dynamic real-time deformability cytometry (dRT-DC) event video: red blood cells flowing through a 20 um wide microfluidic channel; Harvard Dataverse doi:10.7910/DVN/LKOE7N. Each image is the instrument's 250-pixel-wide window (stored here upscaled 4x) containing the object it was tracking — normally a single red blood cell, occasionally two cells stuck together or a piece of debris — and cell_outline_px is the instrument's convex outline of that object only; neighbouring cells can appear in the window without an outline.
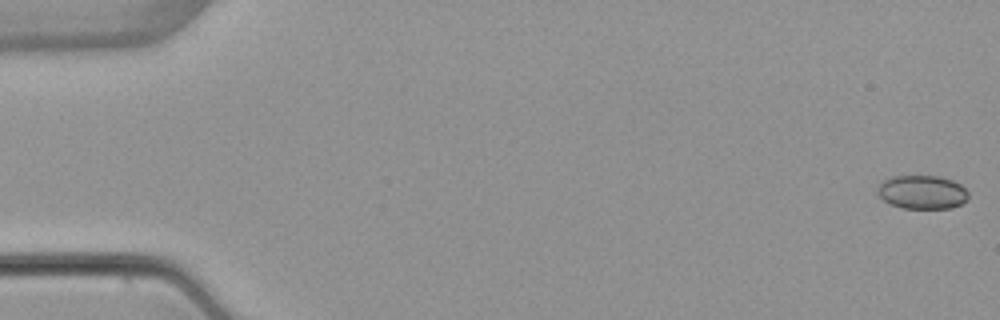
{"species": "common noctule bat (a hibernating species)", "species_latin": "Nyctalus noctula", "temperature_condition": "warm", "stored_images_in_passage": 6, "segment_of_instrument_passage": [2, 2], "camera_frame_rate_fps": 3000, "um_per_image_px": 0.085, "animal": {"sex": "female", "body_mass_g": 22.7, "forearm_length_mm": 54.2}, "frame": {"image": 1, "passage_image": 6, "time_ms": 6.333, "image_size_px": [1000, 320], "cell_outline_px": [[968, 196], [960, 204], [952, 208], [904, 208], [888, 204], [876, 192], [880, 184], [884, 180], [892, 176], [940, 176], [952, 180], [960, 184], [968, 192]], "centroid_in_image_um": [78.37, 16.33], "position_along_channel_um": 6.6, "area_um2": 17.74}}